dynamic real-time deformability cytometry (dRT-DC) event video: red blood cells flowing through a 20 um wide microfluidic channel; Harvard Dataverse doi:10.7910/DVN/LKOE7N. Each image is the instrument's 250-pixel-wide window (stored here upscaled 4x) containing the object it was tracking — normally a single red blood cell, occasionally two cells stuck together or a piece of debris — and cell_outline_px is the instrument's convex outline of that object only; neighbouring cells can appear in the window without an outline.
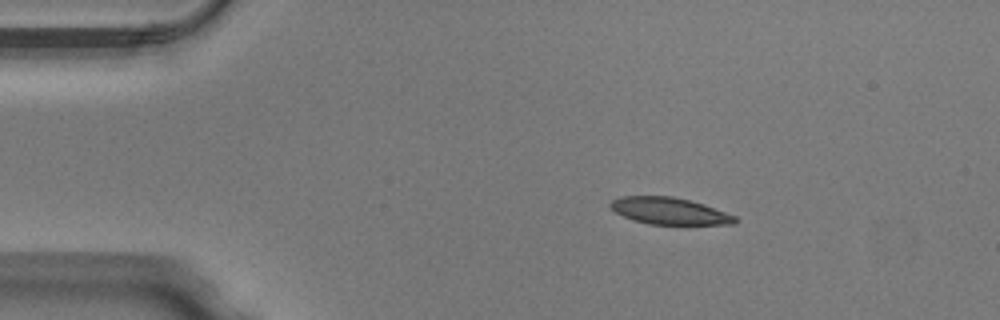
{"species": "Egyptian fruit bat (a non-hibernating species)", "species_latin": "Rousettus aegyptiacus", "temperature_condition": "warm", "stored_images_in_passage": 42, "camera_frame_rate_fps": 3000, "um_per_image_px": 0.085, "animal": {"sex": "male"}, "frame": {"image": 1, "passage_image": 1, "time_ms": 0.0, "image_size_px": [1000, 320], "cell_outline_px": [[736, 224], [648, 224], [632, 220], [616, 212], [608, 204], [612, 200], [620, 196], [672, 196], [704, 204], [736, 216]], "centroid_in_image_um": [56.88, 17.93], "position_along_channel_um": 28.1, "area_um2": 19.36}}
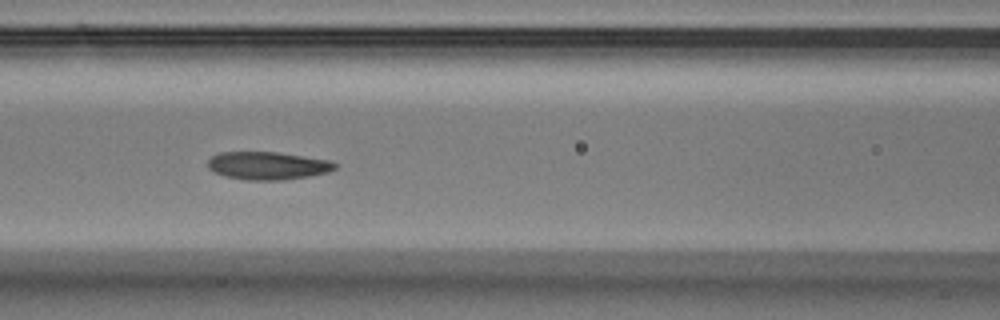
{"frame": {"image": 2, "passage_image": 14, "time_ms": 4.333, "image_size_px": [1000, 320], "cell_outline_px": [[336, 168], [328, 172], [308, 176], [284, 180], [248, 180], [224, 176], [208, 168], [208, 160], [212, 156], [220, 152], [276, 152], [328, 160], [336, 164]], "centroid_in_image_um": [22.73, 14.08], "position_along_channel_um": 143.9, "area_um2": 20.46}}
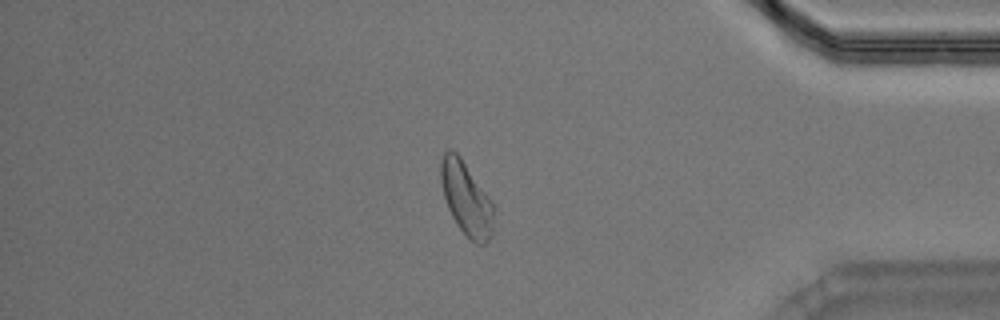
{"frame": {"image": 3, "passage_image": 35, "time_ms": 11.333, "image_size_px": [1000, 320], "cell_outline_px": [[492, 236], [484, 244], [476, 244], [456, 224], [448, 208], [444, 196], [440, 180], [440, 160], [444, 152], [448, 148], [452, 148], [460, 156], [492, 200]], "centroid_in_image_um": [39.6, 16.83], "position_along_channel_um": 395.6, "area_um2": 22.48}, "authors_computed_cell_mechanics": {"area_um2": 21.0681, "velocity_mm_per_s": 4.0182, "shape_relaxation_time_tau1_ms": 10.1826, "shape_relaxation_time_tau2_ms": 4.0055, "deformation_change_tau1": 0.2116, "deformation_change_tau2": 0.1012}}